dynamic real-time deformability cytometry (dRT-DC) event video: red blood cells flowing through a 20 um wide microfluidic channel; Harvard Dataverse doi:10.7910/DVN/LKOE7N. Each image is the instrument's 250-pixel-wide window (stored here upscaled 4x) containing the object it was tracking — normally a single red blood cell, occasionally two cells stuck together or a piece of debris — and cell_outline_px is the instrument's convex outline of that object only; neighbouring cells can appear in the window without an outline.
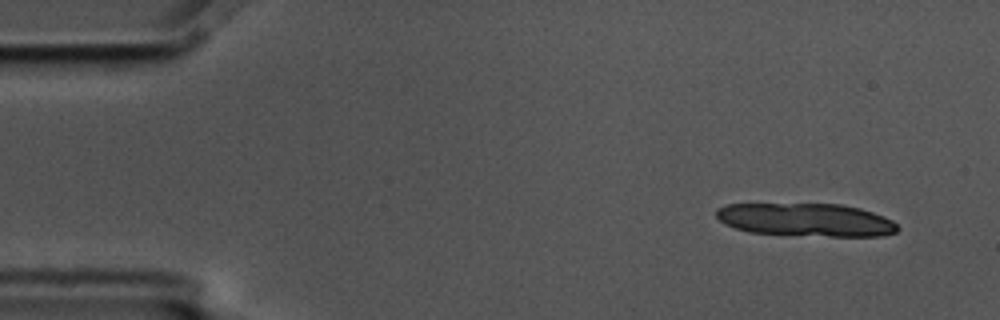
{"species": "common noctule bat (a hibernating species)", "species_latin": "Nyctalus noctula", "temperature_condition": "cold", "stored_images_in_passage": 6, "camera_frame_rate_fps": 3000, "um_per_image_px": 0.085, "animal": {"sex": "male", "body_mass_g": 17.5, "forearm_length_mm": 52.3}, "frame": {"image": 1, "passage_image": 2, "time_ms": 0.333, "image_size_px": [1000, 320], "cell_outline_px": [[900, 228], [896, 232], [884, 236], [832, 236], [748, 232], [724, 224], [716, 216], [716, 208], [728, 204], [840, 204], [860, 208], [884, 216], [892, 220]], "centroid_in_image_um": [68.53, 18.68], "position_along_channel_um": 16.5, "area_um2": 34.85}}